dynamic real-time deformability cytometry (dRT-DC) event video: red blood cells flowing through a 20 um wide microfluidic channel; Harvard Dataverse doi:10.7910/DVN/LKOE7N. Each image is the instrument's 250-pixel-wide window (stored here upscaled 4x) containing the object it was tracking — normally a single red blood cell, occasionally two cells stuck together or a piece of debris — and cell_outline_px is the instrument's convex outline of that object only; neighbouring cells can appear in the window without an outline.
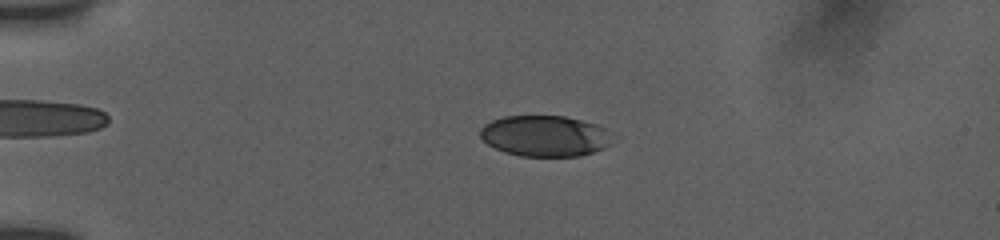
{"species": "human", "species_latin": "Homo sapiens", "temperature_condition": "room temperature", "stored_images_in_passage": 55, "camera_frame_rate_fps": 3000, "um_per_image_px": 0.085, "donor": {"sex": "female"}, "frame": {"image": 1, "passage_image": 14, "time_ms": 4.333, "image_size_px": [1000, 240], "cell_outline_px": [[608, 144], [604, 148], [580, 156], [520, 156], [504, 152], [488, 144], [480, 136], [480, 128], [484, 124], [492, 120], [504, 116], [564, 116], [596, 124], [604, 128]], "centroid_in_image_um": [46.23, 11.55], "position_along_channel_um": 38.8, "area_um2": 31.04}}
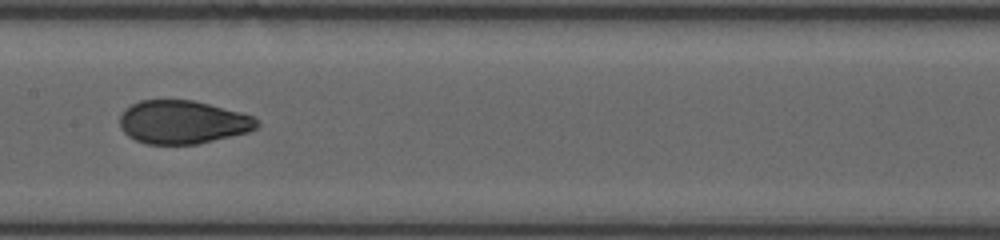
{"frame": {"image": 2, "passage_image": 30, "time_ms": 9.667, "image_size_px": [1000, 240], "cell_outline_px": [[260, 124], [256, 128], [248, 132], [196, 144], [148, 144], [136, 140], [128, 136], [120, 128], [120, 116], [124, 108], [140, 100], [192, 100], [256, 116], [260, 120]], "centroid_in_image_um": [15.53, 10.38], "position_along_channel_um": 191.9, "area_um2": 34.68}}
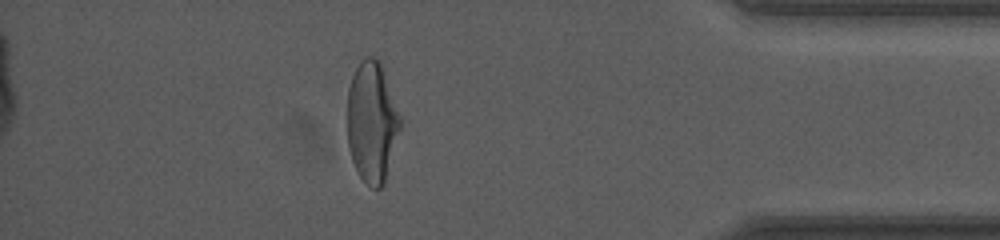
{"frame": {"image": 3, "passage_image": 49, "time_ms": 16.0, "image_size_px": [1000, 240], "cell_outline_px": [[400, 128], [384, 184], [380, 188], [372, 188], [360, 176], [352, 160], [348, 148], [348, 88], [352, 76], [360, 60], [368, 56], [372, 56], [380, 60], [400, 116]], "centroid_in_image_um": [31.6, 10.35], "position_along_channel_um": 403.6, "area_um2": 36.88}, "authors_computed_cell_mechanics": {"area_um2": 35.0268, "velocity_mm_per_s": 3.8433, "shape_relaxation_time_tau1_ms": 8.6805, "shape_relaxation_time_tau2_ms": 0.7647, "deformation_change_tau1": 0.2531, "deformation_change_tau2": 0.0571}}